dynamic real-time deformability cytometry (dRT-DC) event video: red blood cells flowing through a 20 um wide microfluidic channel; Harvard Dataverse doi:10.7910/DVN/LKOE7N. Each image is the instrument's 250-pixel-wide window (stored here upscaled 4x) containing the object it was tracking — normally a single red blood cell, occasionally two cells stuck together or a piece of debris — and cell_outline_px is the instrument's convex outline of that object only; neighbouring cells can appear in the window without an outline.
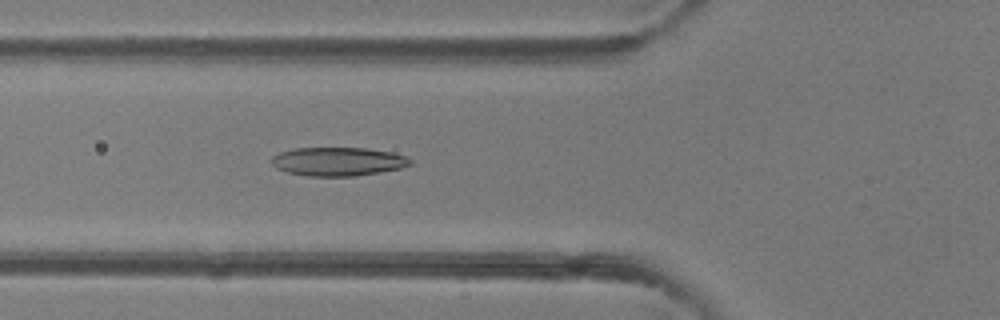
{"species": "common noctule bat (a hibernating species)", "species_latin": "Nyctalus noctula", "temperature_condition": "room temperature", "stored_images_in_passage": 48, "camera_frame_rate_fps": 3000, "um_per_image_px": 0.085, "animal": {"sex": "female"}, "frame": {"image": 1, "passage_image": 17, "time_ms": 5.333, "image_size_px": [1000, 320], "cell_outline_px": [[412, 164], [400, 168], [380, 172], [356, 176], [308, 176], [288, 172], [276, 168], [272, 164], [272, 156], [280, 152], [296, 148], [364, 148], [392, 152], [408, 156], [412, 160]], "centroid_in_image_um": [28.76, 13.73], "position_along_channel_um": 97.0, "area_um2": 23.18}}
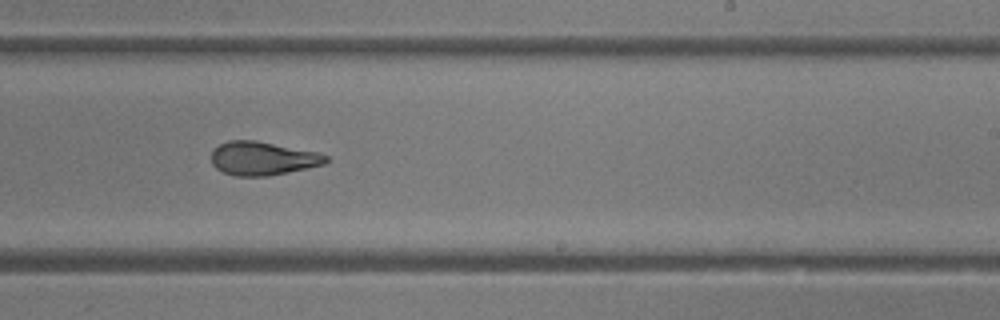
{"frame": {"image": 2, "passage_image": 29, "time_ms": 9.333, "image_size_px": [1000, 320], "cell_outline_px": [[328, 160], [324, 164], [288, 172], [268, 176], [236, 176], [224, 172], [216, 168], [212, 164], [212, 152], [220, 144], [228, 140], [256, 140], [316, 152], [328, 156]], "centroid_in_image_um": [22.31, 13.46], "position_along_channel_um": 266.7, "area_um2": 22.2}}
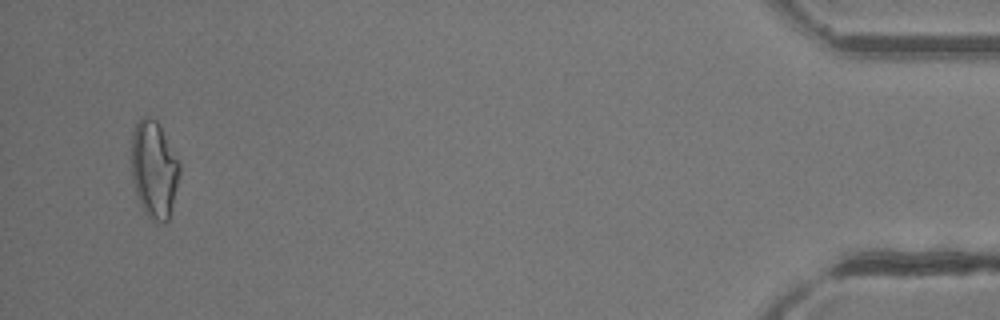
{"frame": {"image": 3, "passage_image": 46, "time_ms": 15.0, "image_size_px": [1000, 320], "cell_outline_px": [[180, 176], [168, 220], [164, 224], [156, 224], [144, 212], [140, 204], [132, 180], [132, 132], [140, 116], [148, 116], [156, 120], [180, 160]], "centroid_in_image_um": [13.11, 14.41], "position_along_channel_um": 422.1, "area_um2": 27.57}, "authors_computed_cell_mechanics": {"area_um2": 23.4957, "velocity_mm_per_s": 4.2235, "shape_relaxation_time_tau1_ms": 5.3514, "shape_relaxation_time_tau2_ms": 2.3248, "deformation_change_tau1": 0.1821, "deformation_change_tau2": 0.1012}}